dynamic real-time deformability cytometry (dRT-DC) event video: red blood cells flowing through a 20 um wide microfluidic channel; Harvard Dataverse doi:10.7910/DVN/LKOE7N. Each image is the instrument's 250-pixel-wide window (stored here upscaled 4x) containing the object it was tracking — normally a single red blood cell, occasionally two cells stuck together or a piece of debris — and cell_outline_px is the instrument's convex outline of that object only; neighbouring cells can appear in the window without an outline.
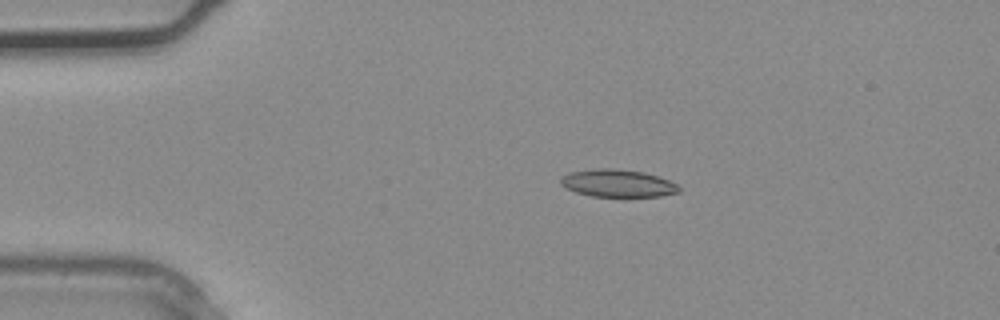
{"species": "common noctule bat (a hibernating species)", "species_latin": "Nyctalus noctula", "temperature_condition": "warm", "stored_images_in_passage": 4, "camera_frame_rate_fps": 3000, "um_per_image_px": 0.085, "animal": {"sex": "male", "body_mass_g": 20.4}, "frame": {"image": 1, "passage_image": 2, "time_ms": 0.333, "image_size_px": [1000, 320], "cell_outline_px": [[680, 192], [660, 196], [624, 200], [592, 196], [576, 192], [564, 188], [560, 184], [560, 176], [568, 172], [592, 168], [616, 168], [644, 172], [668, 180], [676, 184], [680, 188]], "centroid_in_image_um": [52.47, 15.62], "position_along_channel_um": 32.5, "area_um2": 20.11}}